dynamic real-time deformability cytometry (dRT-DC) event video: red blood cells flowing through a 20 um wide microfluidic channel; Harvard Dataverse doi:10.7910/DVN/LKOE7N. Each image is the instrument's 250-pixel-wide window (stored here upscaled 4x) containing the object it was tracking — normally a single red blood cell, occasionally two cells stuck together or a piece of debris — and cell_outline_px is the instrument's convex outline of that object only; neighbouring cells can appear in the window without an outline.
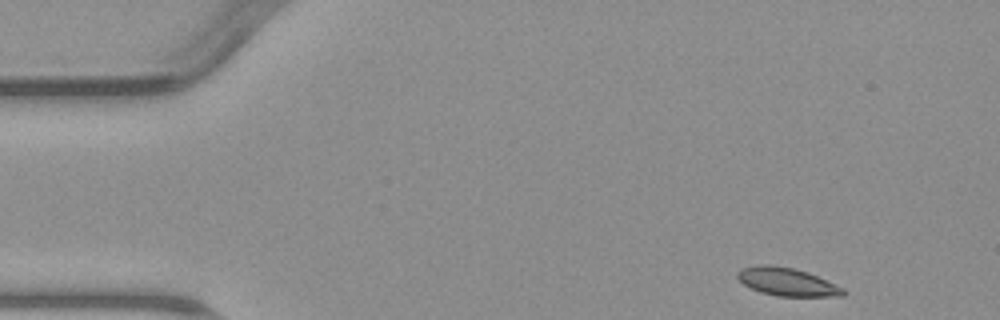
{"species": "common noctule bat (a hibernating species)", "species_latin": "Nyctalus noctula", "temperature_condition": "warm", "stored_images_in_passage": 5, "camera_frame_rate_fps": 3000, "um_per_image_px": 0.085, "animal": {"sex": "male", "body_mass_g": 23.1, "forearm_length_mm": 52.7}, "frame": {"image": 1, "passage_image": 1, "time_ms": 0.0, "image_size_px": [1000, 320], "cell_outline_px": [[848, 292], [844, 296], [776, 296], [760, 292], [744, 284], [736, 276], [736, 272], [740, 268], [756, 264], [768, 264], [792, 268], [808, 272], [844, 288]], "centroid_in_image_um": [66.89, 23.95], "position_along_channel_um": 18.1, "area_um2": 17.4}}
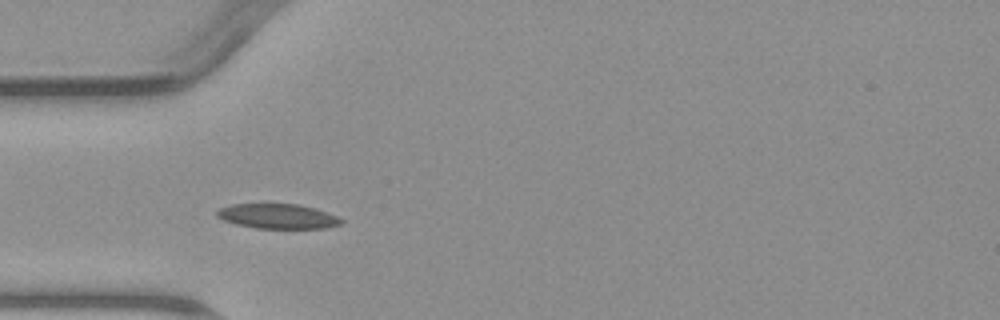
{"frame": {"image": 2, "passage_image": 4, "time_ms": 3.667, "image_size_px": [1000, 320], "cell_outline_px": [[344, 224], [324, 228], [256, 228], [236, 224], [224, 220], [216, 216], [216, 212], [220, 208], [232, 204], [300, 204], [316, 208], [336, 216], [344, 220]], "centroid_in_image_um": [23.63, 18.38], "position_along_channel_um": 61.4, "area_um2": 17.98}}
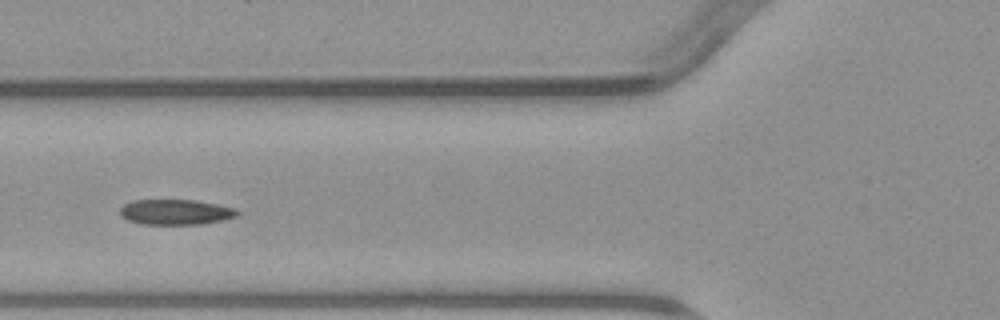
{"frame": {"image": 3, "passage_image": 5, "time_ms": 5.0, "image_size_px": [1000, 320], "cell_outline_px": [[240, 212], [236, 216], [204, 224], [140, 224], [128, 220], [120, 216], [120, 208], [124, 204], [132, 200], [196, 200], [236, 208]], "centroid_in_image_um": [14.9, 18.02], "position_along_channel_um": 110.9, "area_um2": 17.34}}